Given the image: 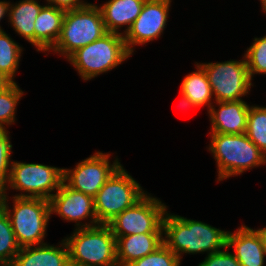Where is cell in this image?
Instances as JSON below:
<instances>
[{"label": "cell", "instance_id": "obj_1", "mask_svg": "<svg viewBox=\"0 0 266 266\" xmlns=\"http://www.w3.org/2000/svg\"><path fill=\"white\" fill-rule=\"evenodd\" d=\"M228 231L207 223L166 212L163 220V243L179 257L207 252L210 255L226 248Z\"/></svg>", "mask_w": 266, "mask_h": 266}, {"label": "cell", "instance_id": "obj_2", "mask_svg": "<svg viewBox=\"0 0 266 266\" xmlns=\"http://www.w3.org/2000/svg\"><path fill=\"white\" fill-rule=\"evenodd\" d=\"M8 199L7 193H0V206L10 219L20 248L45 244L43 239L47 235V227L52 215L49 200L13 196V208H9Z\"/></svg>", "mask_w": 266, "mask_h": 266}, {"label": "cell", "instance_id": "obj_3", "mask_svg": "<svg viewBox=\"0 0 266 266\" xmlns=\"http://www.w3.org/2000/svg\"><path fill=\"white\" fill-rule=\"evenodd\" d=\"M209 151L217 164V181H223L266 164V156L243 134L209 133Z\"/></svg>", "mask_w": 266, "mask_h": 266}, {"label": "cell", "instance_id": "obj_4", "mask_svg": "<svg viewBox=\"0 0 266 266\" xmlns=\"http://www.w3.org/2000/svg\"><path fill=\"white\" fill-rule=\"evenodd\" d=\"M64 241L70 266H118L116 237L108 224L75 228Z\"/></svg>", "mask_w": 266, "mask_h": 266}, {"label": "cell", "instance_id": "obj_5", "mask_svg": "<svg viewBox=\"0 0 266 266\" xmlns=\"http://www.w3.org/2000/svg\"><path fill=\"white\" fill-rule=\"evenodd\" d=\"M124 36L106 33L100 39L76 50L67 59L84 80H91L107 73L130 58Z\"/></svg>", "mask_w": 266, "mask_h": 266}, {"label": "cell", "instance_id": "obj_6", "mask_svg": "<svg viewBox=\"0 0 266 266\" xmlns=\"http://www.w3.org/2000/svg\"><path fill=\"white\" fill-rule=\"evenodd\" d=\"M108 31L103 21L102 12L97 4L65 12L60 36L50 50L68 58L82 48L103 37Z\"/></svg>", "mask_w": 266, "mask_h": 266}, {"label": "cell", "instance_id": "obj_7", "mask_svg": "<svg viewBox=\"0 0 266 266\" xmlns=\"http://www.w3.org/2000/svg\"><path fill=\"white\" fill-rule=\"evenodd\" d=\"M147 193L121 165L94 197L99 224H108L124 210L134 206Z\"/></svg>", "mask_w": 266, "mask_h": 266}, {"label": "cell", "instance_id": "obj_8", "mask_svg": "<svg viewBox=\"0 0 266 266\" xmlns=\"http://www.w3.org/2000/svg\"><path fill=\"white\" fill-rule=\"evenodd\" d=\"M62 182L63 168L12 161L8 184L0 193H6V190L13 189L21 191L15 194V197L50 200L54 194L53 192L59 189Z\"/></svg>", "mask_w": 266, "mask_h": 266}, {"label": "cell", "instance_id": "obj_9", "mask_svg": "<svg viewBox=\"0 0 266 266\" xmlns=\"http://www.w3.org/2000/svg\"><path fill=\"white\" fill-rule=\"evenodd\" d=\"M199 64L206 71L215 102L243 100L249 94L253 85L244 57L239 61Z\"/></svg>", "mask_w": 266, "mask_h": 266}, {"label": "cell", "instance_id": "obj_10", "mask_svg": "<svg viewBox=\"0 0 266 266\" xmlns=\"http://www.w3.org/2000/svg\"><path fill=\"white\" fill-rule=\"evenodd\" d=\"M167 208L165 203L148 193L134 206L117 215L108 225L114 236L163 233Z\"/></svg>", "mask_w": 266, "mask_h": 266}, {"label": "cell", "instance_id": "obj_11", "mask_svg": "<svg viewBox=\"0 0 266 266\" xmlns=\"http://www.w3.org/2000/svg\"><path fill=\"white\" fill-rule=\"evenodd\" d=\"M111 153L95 152L82 160L73 169L63 168V181L72 189L95 197L110 176L121 166L116 157L110 161Z\"/></svg>", "mask_w": 266, "mask_h": 266}, {"label": "cell", "instance_id": "obj_12", "mask_svg": "<svg viewBox=\"0 0 266 266\" xmlns=\"http://www.w3.org/2000/svg\"><path fill=\"white\" fill-rule=\"evenodd\" d=\"M172 0H146L141 13L123 35L128 51L133 54L134 46L157 40L166 28Z\"/></svg>", "mask_w": 266, "mask_h": 266}, {"label": "cell", "instance_id": "obj_13", "mask_svg": "<svg viewBox=\"0 0 266 266\" xmlns=\"http://www.w3.org/2000/svg\"><path fill=\"white\" fill-rule=\"evenodd\" d=\"M49 202L51 214L56 213L63 220L76 222V229L99 224L94 208V198L70 188L64 181ZM88 218L90 223L81 222Z\"/></svg>", "mask_w": 266, "mask_h": 266}, {"label": "cell", "instance_id": "obj_14", "mask_svg": "<svg viewBox=\"0 0 266 266\" xmlns=\"http://www.w3.org/2000/svg\"><path fill=\"white\" fill-rule=\"evenodd\" d=\"M207 112L211 121L209 133L243 134L247 129V117L250 105L244 100L214 102Z\"/></svg>", "mask_w": 266, "mask_h": 266}, {"label": "cell", "instance_id": "obj_15", "mask_svg": "<svg viewBox=\"0 0 266 266\" xmlns=\"http://www.w3.org/2000/svg\"><path fill=\"white\" fill-rule=\"evenodd\" d=\"M226 248H234L241 266H264L266 253L258 232L245 225H240L233 233L228 231Z\"/></svg>", "mask_w": 266, "mask_h": 266}, {"label": "cell", "instance_id": "obj_16", "mask_svg": "<svg viewBox=\"0 0 266 266\" xmlns=\"http://www.w3.org/2000/svg\"><path fill=\"white\" fill-rule=\"evenodd\" d=\"M59 244L22 247L11 266H70L66 242L62 239Z\"/></svg>", "mask_w": 266, "mask_h": 266}, {"label": "cell", "instance_id": "obj_17", "mask_svg": "<svg viewBox=\"0 0 266 266\" xmlns=\"http://www.w3.org/2000/svg\"><path fill=\"white\" fill-rule=\"evenodd\" d=\"M115 237L118 266H126L132 261L143 258L163 244V233H142Z\"/></svg>", "mask_w": 266, "mask_h": 266}, {"label": "cell", "instance_id": "obj_18", "mask_svg": "<svg viewBox=\"0 0 266 266\" xmlns=\"http://www.w3.org/2000/svg\"><path fill=\"white\" fill-rule=\"evenodd\" d=\"M146 0H109L99 6L106 30L124 35L141 13ZM126 25L124 32L119 29Z\"/></svg>", "mask_w": 266, "mask_h": 266}, {"label": "cell", "instance_id": "obj_19", "mask_svg": "<svg viewBox=\"0 0 266 266\" xmlns=\"http://www.w3.org/2000/svg\"><path fill=\"white\" fill-rule=\"evenodd\" d=\"M65 12L48 4L42 7L34 23L37 51L49 53L54 47L60 36Z\"/></svg>", "mask_w": 266, "mask_h": 266}, {"label": "cell", "instance_id": "obj_20", "mask_svg": "<svg viewBox=\"0 0 266 266\" xmlns=\"http://www.w3.org/2000/svg\"><path fill=\"white\" fill-rule=\"evenodd\" d=\"M38 0H21L9 5L8 22L18 35L35 46L34 23L44 5Z\"/></svg>", "mask_w": 266, "mask_h": 266}, {"label": "cell", "instance_id": "obj_21", "mask_svg": "<svg viewBox=\"0 0 266 266\" xmlns=\"http://www.w3.org/2000/svg\"><path fill=\"white\" fill-rule=\"evenodd\" d=\"M196 64V71L189 73L181 82V92L189 98L197 108L208 106V110L214 103L211 85L209 84L206 71L199 64ZM213 100V102H211Z\"/></svg>", "mask_w": 266, "mask_h": 266}, {"label": "cell", "instance_id": "obj_22", "mask_svg": "<svg viewBox=\"0 0 266 266\" xmlns=\"http://www.w3.org/2000/svg\"><path fill=\"white\" fill-rule=\"evenodd\" d=\"M23 48L4 30H0V72L15 82Z\"/></svg>", "mask_w": 266, "mask_h": 266}, {"label": "cell", "instance_id": "obj_23", "mask_svg": "<svg viewBox=\"0 0 266 266\" xmlns=\"http://www.w3.org/2000/svg\"><path fill=\"white\" fill-rule=\"evenodd\" d=\"M20 251L10 219L0 206V266H11Z\"/></svg>", "mask_w": 266, "mask_h": 266}, {"label": "cell", "instance_id": "obj_24", "mask_svg": "<svg viewBox=\"0 0 266 266\" xmlns=\"http://www.w3.org/2000/svg\"><path fill=\"white\" fill-rule=\"evenodd\" d=\"M246 135L266 156V107L250 106Z\"/></svg>", "mask_w": 266, "mask_h": 266}, {"label": "cell", "instance_id": "obj_25", "mask_svg": "<svg viewBox=\"0 0 266 266\" xmlns=\"http://www.w3.org/2000/svg\"><path fill=\"white\" fill-rule=\"evenodd\" d=\"M24 92L14 82L5 91L0 92V129H5L15 123L16 106L23 97Z\"/></svg>", "mask_w": 266, "mask_h": 266}, {"label": "cell", "instance_id": "obj_26", "mask_svg": "<svg viewBox=\"0 0 266 266\" xmlns=\"http://www.w3.org/2000/svg\"><path fill=\"white\" fill-rule=\"evenodd\" d=\"M253 41L244 53L251 80L255 74H266V35Z\"/></svg>", "mask_w": 266, "mask_h": 266}, {"label": "cell", "instance_id": "obj_27", "mask_svg": "<svg viewBox=\"0 0 266 266\" xmlns=\"http://www.w3.org/2000/svg\"><path fill=\"white\" fill-rule=\"evenodd\" d=\"M181 261L164 243L153 253L130 262L126 266H180Z\"/></svg>", "mask_w": 266, "mask_h": 266}, {"label": "cell", "instance_id": "obj_28", "mask_svg": "<svg viewBox=\"0 0 266 266\" xmlns=\"http://www.w3.org/2000/svg\"><path fill=\"white\" fill-rule=\"evenodd\" d=\"M7 128L0 129V192L6 186L11 169L12 144Z\"/></svg>", "mask_w": 266, "mask_h": 266}, {"label": "cell", "instance_id": "obj_29", "mask_svg": "<svg viewBox=\"0 0 266 266\" xmlns=\"http://www.w3.org/2000/svg\"><path fill=\"white\" fill-rule=\"evenodd\" d=\"M225 248L207 255L197 266H241L232 251Z\"/></svg>", "mask_w": 266, "mask_h": 266}, {"label": "cell", "instance_id": "obj_30", "mask_svg": "<svg viewBox=\"0 0 266 266\" xmlns=\"http://www.w3.org/2000/svg\"><path fill=\"white\" fill-rule=\"evenodd\" d=\"M48 5L62 9L64 11L75 10L87 4L83 0H46Z\"/></svg>", "mask_w": 266, "mask_h": 266}, {"label": "cell", "instance_id": "obj_31", "mask_svg": "<svg viewBox=\"0 0 266 266\" xmlns=\"http://www.w3.org/2000/svg\"><path fill=\"white\" fill-rule=\"evenodd\" d=\"M14 82L7 77L5 74L0 72V92L5 91L9 88Z\"/></svg>", "mask_w": 266, "mask_h": 266}, {"label": "cell", "instance_id": "obj_32", "mask_svg": "<svg viewBox=\"0 0 266 266\" xmlns=\"http://www.w3.org/2000/svg\"><path fill=\"white\" fill-rule=\"evenodd\" d=\"M9 5H10L9 1H6V0L1 1L0 0V22H1V19H3L5 16H7L9 14ZM0 30H3L1 28V25H0Z\"/></svg>", "mask_w": 266, "mask_h": 266}, {"label": "cell", "instance_id": "obj_33", "mask_svg": "<svg viewBox=\"0 0 266 266\" xmlns=\"http://www.w3.org/2000/svg\"><path fill=\"white\" fill-rule=\"evenodd\" d=\"M181 94V99L180 100V106H182V108H190V107H194V108H197V106L189 99L187 98L182 92L180 93Z\"/></svg>", "mask_w": 266, "mask_h": 266}, {"label": "cell", "instance_id": "obj_34", "mask_svg": "<svg viewBox=\"0 0 266 266\" xmlns=\"http://www.w3.org/2000/svg\"><path fill=\"white\" fill-rule=\"evenodd\" d=\"M260 238H261V241H262V245H263V248H264V251L266 253V226L264 228H260V229H255Z\"/></svg>", "mask_w": 266, "mask_h": 266}, {"label": "cell", "instance_id": "obj_35", "mask_svg": "<svg viewBox=\"0 0 266 266\" xmlns=\"http://www.w3.org/2000/svg\"><path fill=\"white\" fill-rule=\"evenodd\" d=\"M260 2H261V6H262V11L263 12H265V14H266V0H260Z\"/></svg>", "mask_w": 266, "mask_h": 266}]
</instances>
